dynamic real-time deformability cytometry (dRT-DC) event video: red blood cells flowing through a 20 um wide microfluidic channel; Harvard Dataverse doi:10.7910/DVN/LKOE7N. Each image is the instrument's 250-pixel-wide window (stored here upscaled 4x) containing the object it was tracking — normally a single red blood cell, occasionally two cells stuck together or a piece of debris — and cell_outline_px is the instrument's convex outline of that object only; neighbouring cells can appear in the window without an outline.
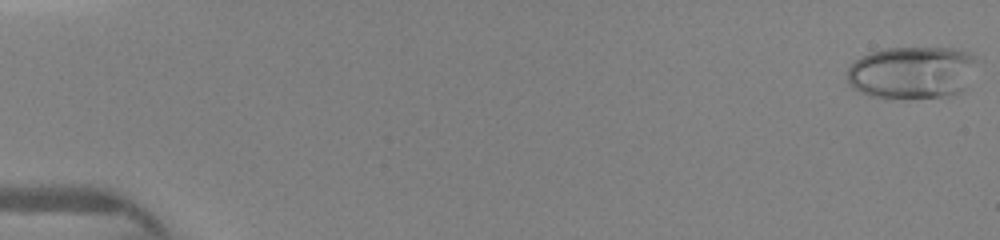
{"species": "human", "species_latin": "Homo sapiens", "temperature_condition": "warm", "stored_images_in_passage": 46, "camera_frame_rate_fps": 3000, "um_per_image_px": 0.085, "donor": {"sex": "female"}, "frame": {"image": 1, "passage_image": 1, "time_ms": 0.0, "image_size_px": [1000, 240], "cell_outline_px": [[976, 60], [964, 88], [956, 92], [940, 96], [868, 96], [852, 88], [848, 80], [848, 68], [860, 56], [884, 48], [952, 48], [968, 52], [976, 56]], "centroid_in_image_um": [77.47, 6.11], "position_along_channel_um": 7.5, "area_um2": 38.61}}
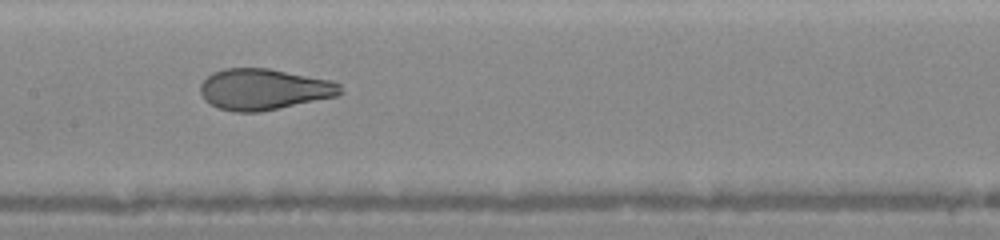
{"frame": {"image": 2, "passage_image": 24, "time_ms": 7.667, "image_size_px": [1000, 240], "cell_outline_px": [[344, 92], [336, 96], [260, 112], [232, 112], [216, 108], [204, 100], [200, 92], [200, 84], [212, 72], [224, 68], [268, 68], [332, 80], [340, 84]], "centroid_in_image_um": [22.4, 7.59], "position_along_channel_um": 185.0, "area_um2": 33.76}}
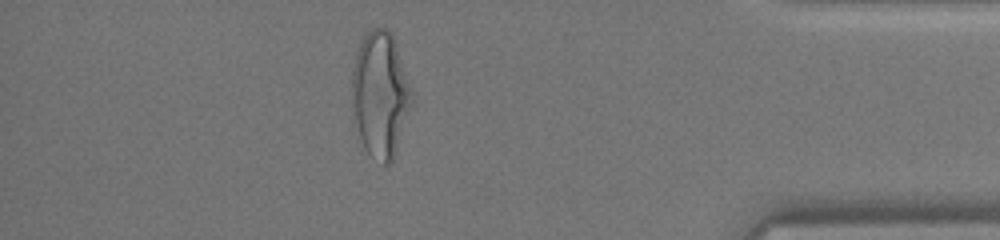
{"frame": {"image": 3, "passage_image": 41, "time_ms": 13.333, "image_size_px": [1000, 240], "cell_outline_px": [[412, 104], [396, 152], [392, 160], [388, 164], [384, 164], [368, 152], [364, 148], [360, 140], [356, 124], [352, 104], [352, 68], [356, 52], [364, 36], [372, 28], [388, 28], [392, 32], [412, 88]], "centroid_in_image_um": [32.33, 8.0], "position_along_channel_um": 402.9, "area_um2": 43.7}}